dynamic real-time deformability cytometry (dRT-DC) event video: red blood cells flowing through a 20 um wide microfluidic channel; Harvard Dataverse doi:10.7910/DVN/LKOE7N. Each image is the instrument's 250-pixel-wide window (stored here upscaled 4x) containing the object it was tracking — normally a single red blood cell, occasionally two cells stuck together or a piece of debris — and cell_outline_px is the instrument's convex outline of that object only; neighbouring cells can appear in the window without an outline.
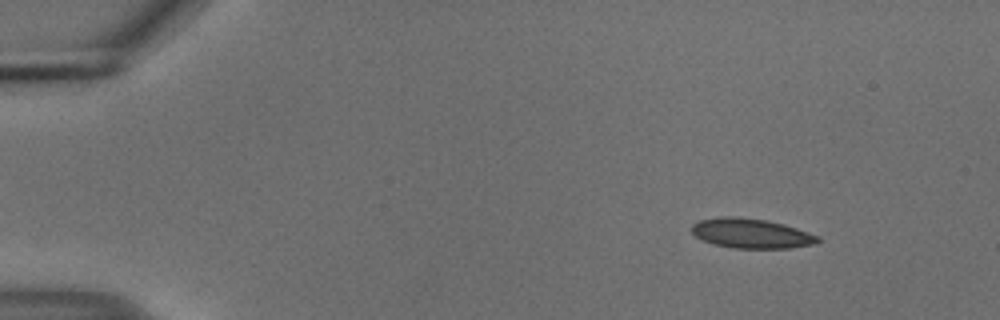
{"species": "common noctule bat (a hibernating species)", "species_latin": "Nyctalus noctula", "temperature_condition": "cold", "stored_images_in_passage": 54, "camera_frame_rate_fps": 3000, "um_per_image_px": 0.085, "animal": {"sex": "male", "body_mass_g": 18.8}, "frame": {"image": 1, "passage_image": 6, "time_ms": 1.667, "image_size_px": [1000, 320], "cell_outline_px": [[820, 240], [816, 244], [788, 248], [732, 248], [712, 244], [696, 236], [692, 232], [692, 224], [700, 220], [724, 216], [732, 216], [764, 220], [784, 224], [820, 236]], "centroid_in_image_um": [63.87, 19.84], "position_along_channel_um": 21.1, "area_um2": 21.73}}
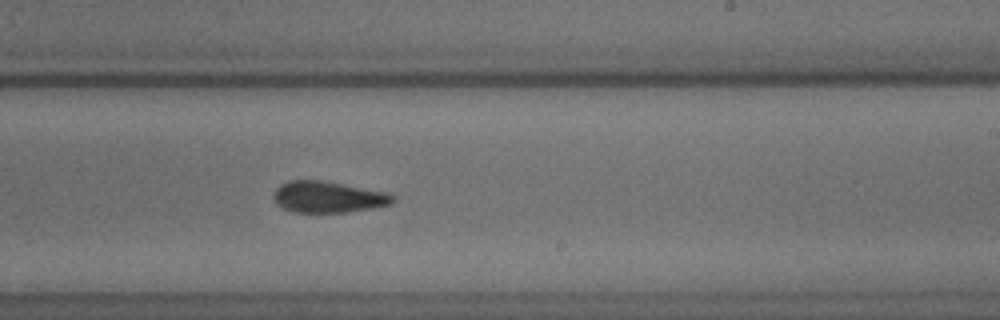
{"frame": {"image": 2, "passage_image": 33, "time_ms": 10.667, "image_size_px": [1000, 320], "cell_outline_px": [[396, 200], [392, 204], [372, 208], [344, 212], [292, 212], [276, 204], [272, 196], [276, 188], [280, 184], [288, 180], [320, 180], [388, 192], [396, 196]], "centroid_in_image_um": [27.89, 16.74], "position_along_channel_um": 261.1, "area_um2": 21.91}}
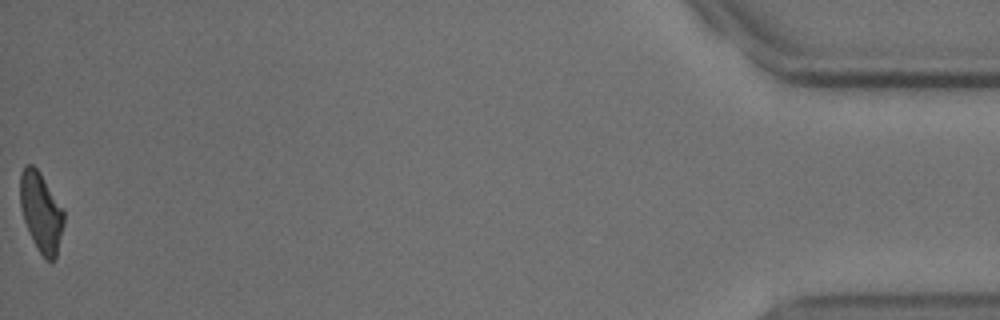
{"frame": {"image": 3, "passage_image": 54, "time_ms": 17.667, "image_size_px": [1000, 320], "cell_outline_px": [[64, 224], [56, 256], [52, 260], [44, 260], [32, 240], [24, 220], [20, 204], [20, 172], [24, 164], [32, 164], [40, 172], [64, 208]], "centroid_in_image_um": [3.49, 18.0], "position_along_channel_um": 431.7, "area_um2": 20.46}, "authors_computed_cell_mechanics": {"area_um2": 21.8484, "velocity_mm_per_s": 3.722, "shape_relaxation_time_tau1_ms": 6.5634, "shape_relaxation_time_tau2_ms": 2.3954, "deformation_change_tau1": 0.133, "deformation_change_tau2": 0.0807}}